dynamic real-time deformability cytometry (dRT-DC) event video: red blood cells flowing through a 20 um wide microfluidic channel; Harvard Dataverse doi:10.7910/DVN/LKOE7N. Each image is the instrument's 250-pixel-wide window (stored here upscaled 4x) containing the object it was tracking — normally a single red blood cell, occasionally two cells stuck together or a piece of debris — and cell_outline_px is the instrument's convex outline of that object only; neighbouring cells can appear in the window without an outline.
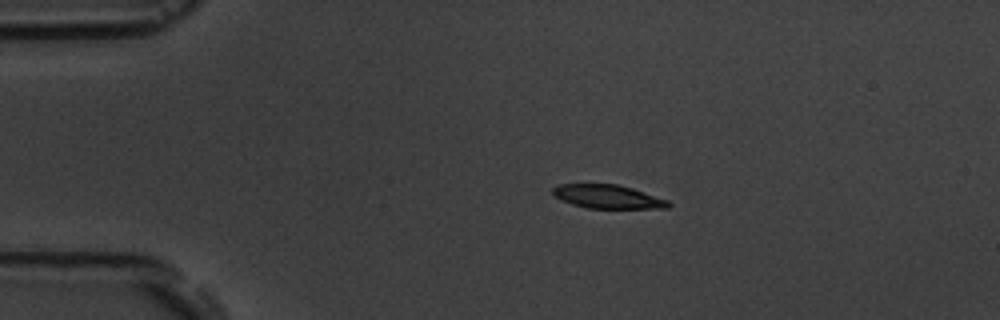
{"species": "common noctule bat (a hibernating species)", "species_latin": "Nyctalus noctula", "temperature_condition": "room temperature", "stored_images_in_passage": 5, "camera_frame_rate_fps": 3000, "um_per_image_px": 0.085, "animal": {"sex": "male", "body_mass_g": 19.5, "forearm_length_mm": 54.6}, "frame": {"image": 1, "passage_image": 2, "time_ms": 1.0, "image_size_px": [1000, 320], "cell_outline_px": [[672, 204], [668, 208], [588, 208], [572, 204], [560, 200], [552, 196], [552, 188], [556, 184], [616, 184], [632, 188], [668, 200]], "centroid_in_image_um": [51.61, 16.71], "position_along_channel_um": 33.4, "area_um2": 16.01}}
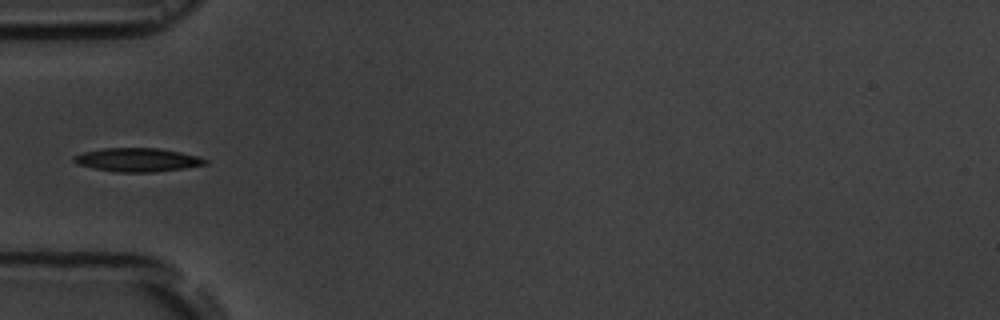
{"frame": {"image": 2, "passage_image": 4, "time_ms": 3.333, "image_size_px": [1000, 320], "cell_outline_px": [[208, 164], [184, 168], [152, 172], [112, 172], [92, 168], [76, 164], [72, 160], [72, 156], [84, 152], [104, 148], [160, 148], [180, 152], [196, 156], [208, 160]], "centroid_in_image_um": [11.64, 13.59], "position_along_channel_um": 73.4, "area_um2": 18.15}}
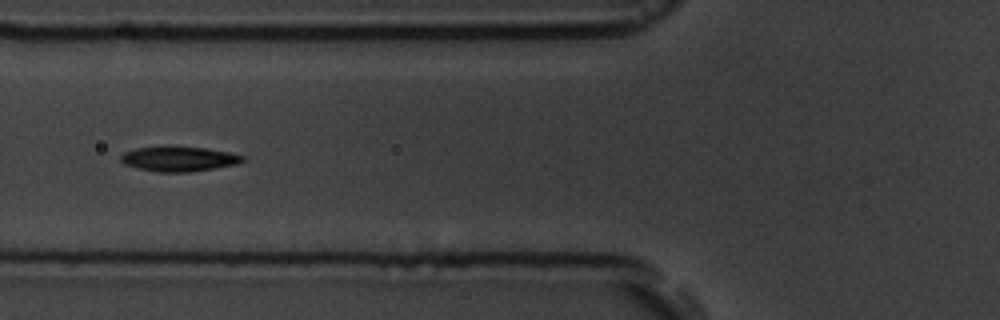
{"frame": {"image": 3, "passage_image": 5, "time_ms": 4.333, "image_size_px": [1000, 320], "cell_outline_px": [[244, 160], [236, 164], [216, 168], [188, 172], [160, 172], [136, 168], [124, 164], [120, 160], [120, 156], [124, 152], [136, 148], [208, 148], [228, 152], [244, 156]], "centroid_in_image_um": [15.2, 13.53], "position_along_channel_um": 110.6, "area_um2": 17.17}}